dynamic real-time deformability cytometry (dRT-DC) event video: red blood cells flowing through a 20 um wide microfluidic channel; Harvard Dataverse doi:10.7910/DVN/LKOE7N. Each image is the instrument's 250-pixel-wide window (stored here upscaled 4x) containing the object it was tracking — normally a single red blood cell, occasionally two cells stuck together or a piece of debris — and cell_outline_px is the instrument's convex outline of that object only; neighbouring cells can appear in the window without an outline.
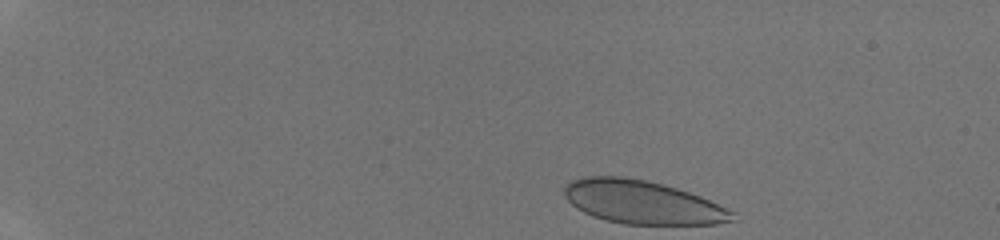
{"species": "human", "species_latin": "Homo sapiens", "temperature_condition": "room temperature", "stored_images_in_passage": 35, "camera_frame_rate_fps": 3000, "um_per_image_px": 0.085, "donor": {"sex": "male"}, "frame": {"image": 1, "passage_image": 1, "time_ms": 0.0, "image_size_px": [1000, 240], "cell_outline_px": [[740, 220], [716, 224], [624, 224], [604, 220], [592, 216], [576, 208], [564, 196], [564, 188], [568, 180], [584, 176], [624, 176], [644, 180], [676, 188], [700, 196], [736, 212]], "centroid_in_image_um": [54.61, 17.19], "position_along_channel_um": 30.4, "area_um2": 42.77}}
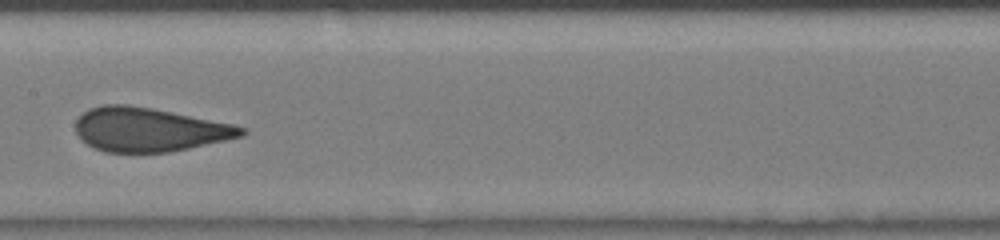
{"frame": {"image": 2, "passage_image": 19, "time_ms": 6.0, "image_size_px": [1000, 240], "cell_outline_px": [[248, 132], [244, 136], [188, 148], [168, 152], [104, 152], [88, 144], [76, 132], [76, 120], [88, 108], [104, 104], [124, 104], [152, 108], [232, 124], [248, 128]], "centroid_in_image_um": [12.69, 11.01], "position_along_channel_um": 194.7, "area_um2": 42.14}}
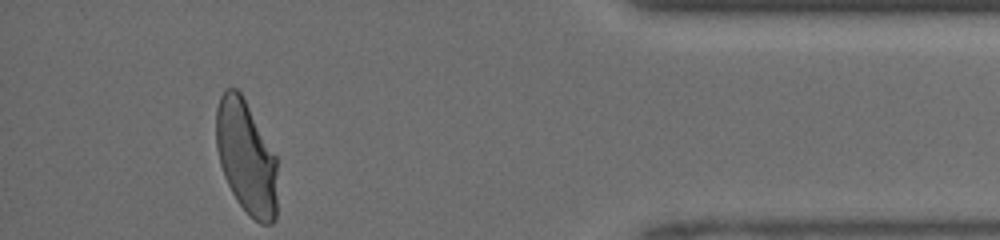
{"frame": {"image": 3, "passage_image": 35, "time_ms": 11.333, "image_size_px": [1000, 240], "cell_outline_px": [[276, 220], [272, 224], [260, 224], [236, 200], [224, 176], [220, 164], [216, 148], [216, 108], [220, 96], [224, 88], [236, 88], [240, 92], [276, 156]], "centroid_in_image_um": [20.91, 13.36], "position_along_channel_um": 414.3, "area_um2": 40.23}}